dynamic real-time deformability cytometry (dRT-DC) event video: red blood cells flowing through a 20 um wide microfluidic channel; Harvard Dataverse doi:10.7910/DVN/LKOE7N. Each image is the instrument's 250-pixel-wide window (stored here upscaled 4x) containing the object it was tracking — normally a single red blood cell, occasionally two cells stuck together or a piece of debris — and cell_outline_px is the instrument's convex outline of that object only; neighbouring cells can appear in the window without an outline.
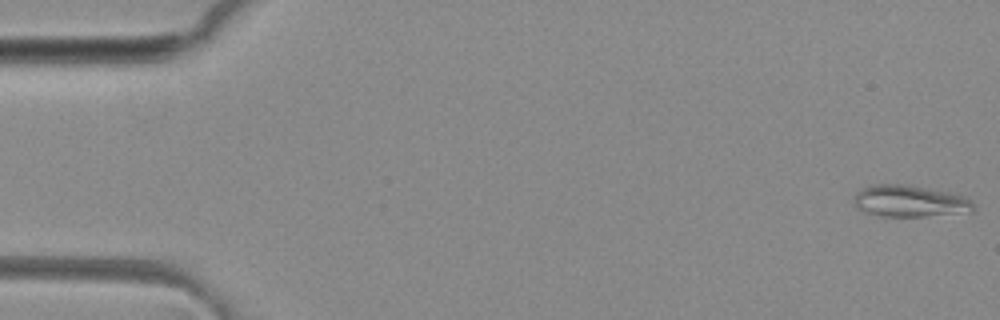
{"species": "common noctule bat (a hibernating species)", "species_latin": "Nyctalus noctula", "temperature_condition": "room temperature", "stored_images_in_passage": 9, "camera_frame_rate_fps": 3000, "um_per_image_px": 0.085, "animal": {"sex": "female", "body_mass_g": 29.2, "forearm_length_mm": 56.3}, "frame": {"image": 1, "passage_image": 1, "time_ms": 0.0, "image_size_px": [1000, 320], "cell_outline_px": [[976, 208], [972, 212], [924, 216], [880, 216], [860, 212], [856, 208], [856, 192], [860, 188], [872, 184], [912, 184], [948, 192], [964, 196]], "centroid_in_image_um": [77.3, 17.09], "position_along_channel_um": 7.7, "area_um2": 22.31}}